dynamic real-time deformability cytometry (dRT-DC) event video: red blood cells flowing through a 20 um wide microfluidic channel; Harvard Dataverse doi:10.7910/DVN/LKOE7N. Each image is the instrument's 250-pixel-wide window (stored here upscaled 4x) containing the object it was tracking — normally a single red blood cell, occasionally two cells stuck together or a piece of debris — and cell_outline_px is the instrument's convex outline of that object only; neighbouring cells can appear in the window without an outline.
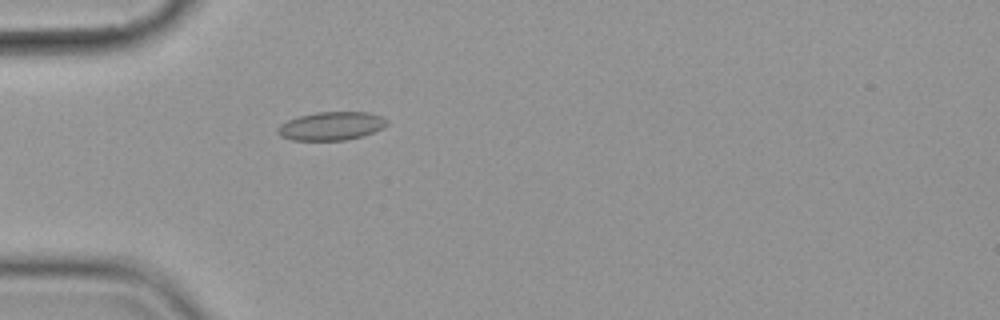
{"species": "common noctule bat (a hibernating species)", "species_latin": "Nyctalus noctula", "temperature_condition": "cold", "stored_images_in_passage": 2, "camera_frame_rate_fps": 3000, "um_per_image_px": 0.085, "animal": {"sex": "female", "body_mass_g": 19.9}, "frame": {"image": 1, "passage_image": 2, "time_ms": 1.0, "image_size_px": [1000, 320], "cell_outline_px": [[388, 124], [372, 132], [360, 136], [344, 140], [292, 140], [280, 136], [276, 132], [276, 128], [280, 124], [288, 120], [300, 116], [316, 112], [372, 112], [384, 116], [388, 120]], "centroid_in_image_um": [28.15, 10.7], "position_along_channel_um": 56.9, "area_um2": 18.09}}